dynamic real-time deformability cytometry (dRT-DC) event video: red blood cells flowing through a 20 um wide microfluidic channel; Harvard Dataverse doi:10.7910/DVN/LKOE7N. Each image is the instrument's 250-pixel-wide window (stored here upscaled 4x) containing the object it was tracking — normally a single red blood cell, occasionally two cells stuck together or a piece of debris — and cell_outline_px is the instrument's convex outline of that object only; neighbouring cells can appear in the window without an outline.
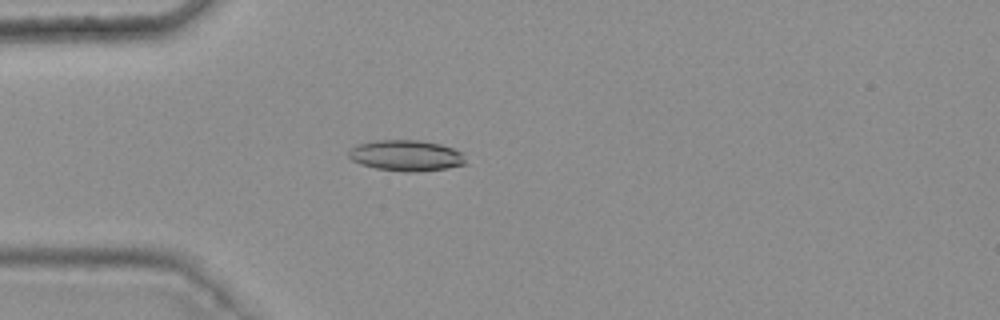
{"species": "common noctule bat (a hibernating species)", "species_latin": "Nyctalus noctula", "temperature_condition": "warm", "stored_images_in_passage": 47, "camera_frame_rate_fps": 3000, "um_per_image_px": 0.085, "animal": {"sex": "female", "body_mass_g": 25.1}, "frame": {"image": 1, "passage_image": 15, "time_ms": 4.667, "image_size_px": [1000, 320], "cell_outline_px": [[468, 164], [448, 168], [416, 172], [404, 172], [376, 168], [360, 164], [352, 160], [348, 156], [348, 152], [356, 144], [376, 140], [420, 140], [440, 144], [452, 148], [460, 152]], "centroid_in_image_um": [34.51, 13.22], "position_along_channel_um": 50.5, "area_um2": 21.15}}
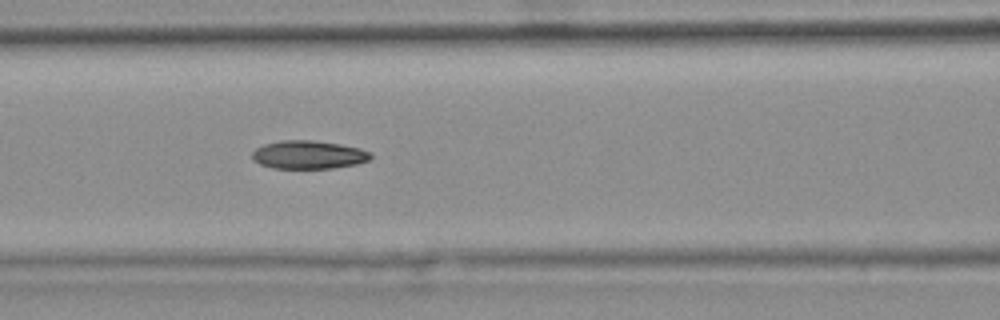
{"frame": {"image": 2, "passage_image": 23, "time_ms": 7.333, "image_size_px": [1000, 320], "cell_outline_px": [[372, 156], [368, 160], [356, 164], [332, 168], [272, 168], [260, 164], [252, 160], [252, 152], [256, 148], [264, 144], [280, 140], [312, 140], [340, 144], [360, 148], [368, 152]], "centroid_in_image_um": [26.18, 13.15], "position_along_channel_um": 140.4, "area_um2": 19.48}}
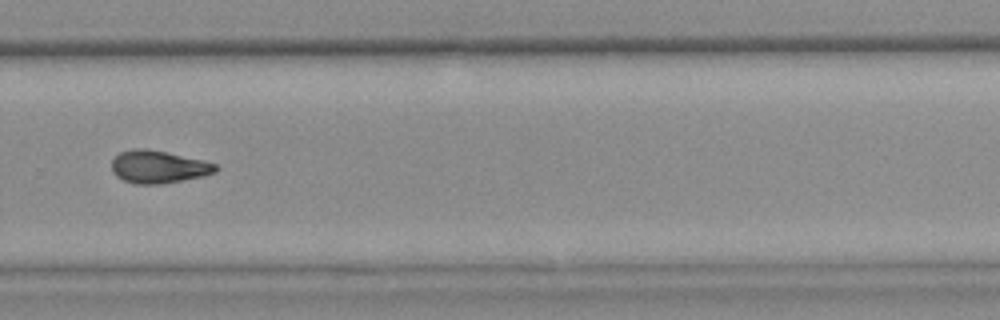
{"frame": {"image": 3, "passage_image": 37, "time_ms": 12.0, "image_size_px": [1000, 320], "cell_outline_px": [[220, 168], [216, 172], [204, 176], [164, 184], [136, 184], [124, 180], [116, 176], [112, 172], [112, 160], [120, 152], [132, 148], [144, 148], [204, 160], [216, 164]], "centroid_in_image_um": [13.48, 14.19], "position_along_channel_um": 316.3, "area_um2": 19.88}, "authors_computed_cell_mechanics": {"area_um2": 19.8832, "velocity_mm_per_s": 3.776, "shape_relaxation_time_tau1_ms": 10.0947, "shape_relaxation_time_tau2_ms": 4.2042, "deformation_change_tau1": 0.2159, "deformation_change_tau2": 0.1155}}